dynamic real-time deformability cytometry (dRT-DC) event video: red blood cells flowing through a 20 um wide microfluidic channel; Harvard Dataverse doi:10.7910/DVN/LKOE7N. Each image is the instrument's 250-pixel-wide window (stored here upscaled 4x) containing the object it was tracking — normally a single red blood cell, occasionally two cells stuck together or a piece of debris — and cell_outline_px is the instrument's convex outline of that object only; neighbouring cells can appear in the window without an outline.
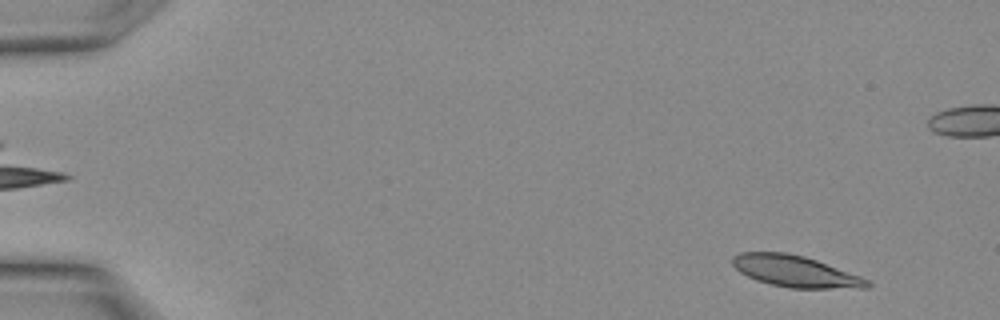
{"species": "Egyptian fruit bat (a non-hibernating species)", "species_latin": "Rousettus aegyptiacus", "temperature_condition": "warm", "stored_images_in_passage": 8, "camera_frame_rate_fps": 3000, "um_per_image_px": 0.085, "animal": {"sex": "female"}, "frame": {"image": 1, "passage_image": 2, "time_ms": 0.333, "image_size_px": [1000, 320], "cell_outline_px": [[872, 284], [868, 288], [788, 288], [756, 280], [740, 272], [732, 264], [732, 256], [740, 252], [788, 252], [804, 256], [816, 260], [860, 276], [868, 280]], "centroid_in_image_um": [67.59, 23.06], "position_along_channel_um": 17.4, "area_um2": 24.57}}